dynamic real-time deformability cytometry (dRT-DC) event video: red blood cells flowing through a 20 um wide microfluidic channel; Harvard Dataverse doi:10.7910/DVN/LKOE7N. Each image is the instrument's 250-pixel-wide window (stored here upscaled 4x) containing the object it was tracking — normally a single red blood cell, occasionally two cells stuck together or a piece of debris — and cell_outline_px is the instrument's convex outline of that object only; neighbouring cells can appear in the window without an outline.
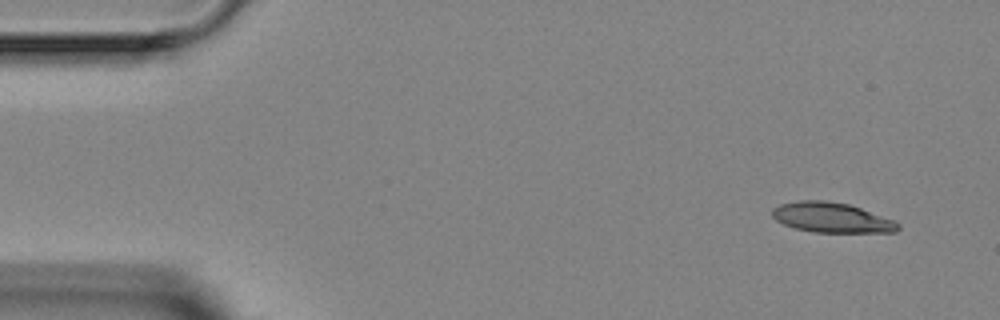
{"species": "Egyptian fruit bat (a non-hibernating species)", "species_latin": "Rousettus aegyptiacus", "temperature_condition": "room temperature", "stored_images_in_passage": 3, "camera_frame_rate_fps": 3000, "um_per_image_px": 0.085, "animal": {"sex": "female"}, "frame": {"image": 1, "passage_image": 1, "time_ms": 0.0, "image_size_px": [1000, 320], "cell_outline_px": [[900, 228], [896, 232], [812, 232], [796, 228], [784, 224], [776, 220], [772, 216], [772, 208], [780, 204], [796, 200], [828, 200], [848, 204], [860, 208], [892, 220], [900, 224]], "centroid_in_image_um": [70.65, 18.48], "position_along_channel_um": 14.3, "area_um2": 21.91}}